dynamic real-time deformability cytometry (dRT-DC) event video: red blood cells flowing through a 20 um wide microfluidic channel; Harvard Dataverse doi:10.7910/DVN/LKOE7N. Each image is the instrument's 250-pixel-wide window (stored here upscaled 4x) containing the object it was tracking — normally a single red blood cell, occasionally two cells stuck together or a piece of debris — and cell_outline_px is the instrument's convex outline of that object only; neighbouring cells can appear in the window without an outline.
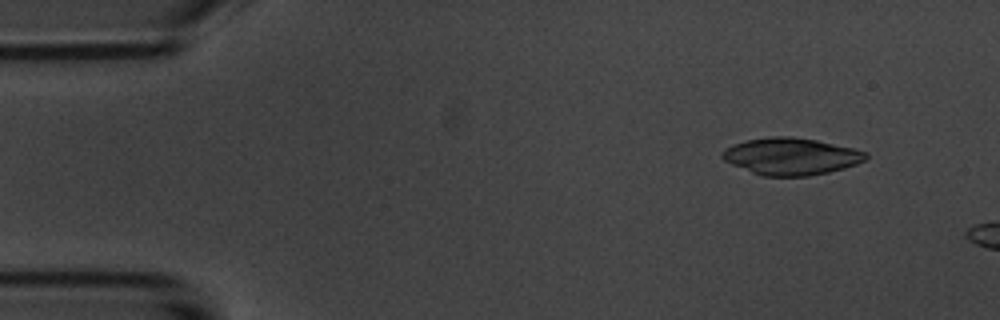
{"species": "common noctule bat (a hibernating species)", "species_latin": "Nyctalus noctula", "temperature_condition": "room temperature", "stored_images_in_passage": 4, "segment_of_instrument_passage": [2, 2], "camera_frame_rate_fps": 3000, "um_per_image_px": 0.085, "animal": {"sex": "male", "body_mass_g": 20.1, "forearm_length_mm": 53.5}, "frame": {"image": 1, "passage_image": 4, "time_ms": 4.333, "image_size_px": [1000, 320], "cell_outline_px": [[868, 156], [864, 160], [856, 164], [844, 168], [828, 172], [808, 176], [764, 176], [752, 172], [732, 164], [724, 160], [720, 156], [720, 152], [732, 144], [744, 140], [772, 136], [792, 136], [816, 140], [852, 148], [868, 152]], "centroid_in_image_um": [67.21, 13.28], "position_along_channel_um": 17.8, "area_um2": 30.92}}